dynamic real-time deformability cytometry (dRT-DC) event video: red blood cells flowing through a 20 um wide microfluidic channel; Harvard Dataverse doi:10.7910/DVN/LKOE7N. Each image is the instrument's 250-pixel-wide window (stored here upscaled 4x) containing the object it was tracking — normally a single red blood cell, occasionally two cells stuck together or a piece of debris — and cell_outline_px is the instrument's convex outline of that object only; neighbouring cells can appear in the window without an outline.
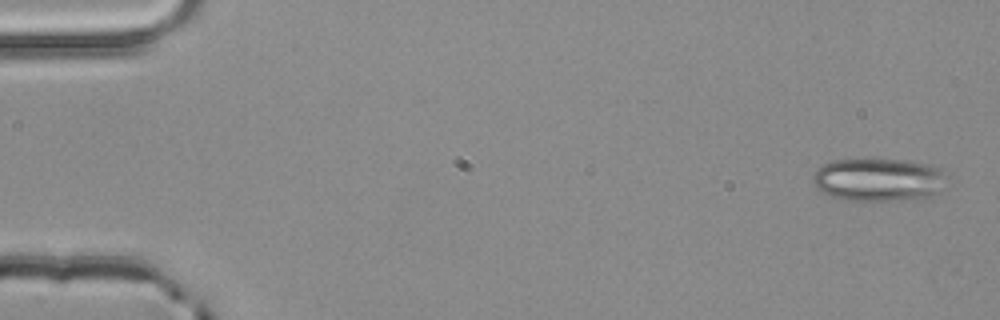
{"species": "common noctule bat (a hibernating species)", "species_latin": "Nyctalus noctula", "temperature_condition": "room temperature", "stored_images_in_passage": 4, "camera_frame_rate_fps": 3000, "um_per_image_px": 0.085, "animal": {"sex": "male", "body_mass_g": 20.4}, "frame": {"image": 1, "passage_image": 1, "time_ms": 0.0, "image_size_px": [1000, 320], "cell_outline_px": [[952, 188], [932, 196], [888, 200], [848, 200], [832, 196], [816, 188], [812, 180], [812, 176], [816, 168], [832, 160], [900, 160], [928, 164], [940, 168], [952, 184]], "centroid_in_image_um": [74.78, 15.28], "position_along_channel_um": 10.2, "area_um2": 33.93}}